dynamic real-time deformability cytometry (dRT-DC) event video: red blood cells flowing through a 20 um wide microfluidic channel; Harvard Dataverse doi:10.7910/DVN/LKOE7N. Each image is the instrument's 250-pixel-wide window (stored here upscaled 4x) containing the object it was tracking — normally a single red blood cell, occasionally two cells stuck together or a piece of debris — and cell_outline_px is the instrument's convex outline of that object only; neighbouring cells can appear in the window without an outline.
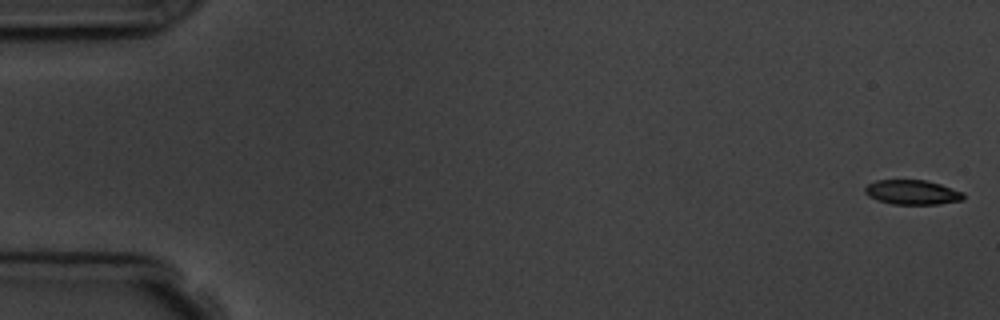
{"species": "common noctule bat (a hibernating species)", "species_latin": "Nyctalus noctula", "temperature_condition": "room temperature", "stored_images_in_passage": 15, "camera_frame_rate_fps": 3000, "um_per_image_px": 0.085, "animal": {"sex": "male", "body_mass_g": 19.5, "forearm_length_mm": 54.6}, "frame": {"image": 1, "passage_image": 1, "time_ms": 0.0, "image_size_px": [1000, 320], "cell_outline_px": [[964, 200], [940, 204], [892, 204], [876, 200], [868, 196], [864, 192], [864, 188], [868, 184], [876, 180], [924, 180], [940, 184], [964, 192]], "centroid_in_image_um": [77.54, 16.35], "position_along_channel_um": 7.5, "area_um2": 14.22}}
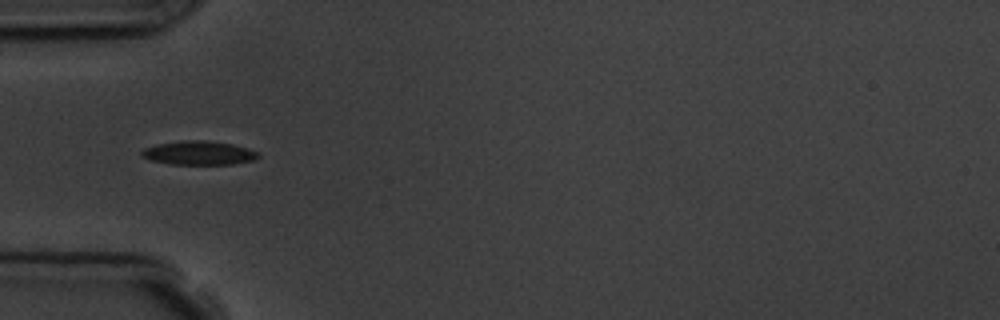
{"frame": {"image": 2, "passage_image": 5, "time_ms": 5.667, "image_size_px": [1000, 320], "cell_outline_px": [[260, 156], [252, 160], [232, 164], [172, 164], [148, 160], [140, 156], [140, 152], [144, 148], [156, 144], [180, 140], [208, 140], [232, 144], [248, 148], [260, 152]], "centroid_in_image_um": [16.87, 12.99], "position_along_channel_um": 68.1, "area_um2": 16.42}, "authors_computed_cell_mechanics": {"area_um2": 15.1436, "velocity_mm_per_s": 3.6866, "shape_relaxation_time_tau1_ms": 2.4001, "shape_relaxation_time_tau2_ms": 2.429, "deformation_change_tau1": 0.0971, "deformation_change_tau2": 0.0693}}